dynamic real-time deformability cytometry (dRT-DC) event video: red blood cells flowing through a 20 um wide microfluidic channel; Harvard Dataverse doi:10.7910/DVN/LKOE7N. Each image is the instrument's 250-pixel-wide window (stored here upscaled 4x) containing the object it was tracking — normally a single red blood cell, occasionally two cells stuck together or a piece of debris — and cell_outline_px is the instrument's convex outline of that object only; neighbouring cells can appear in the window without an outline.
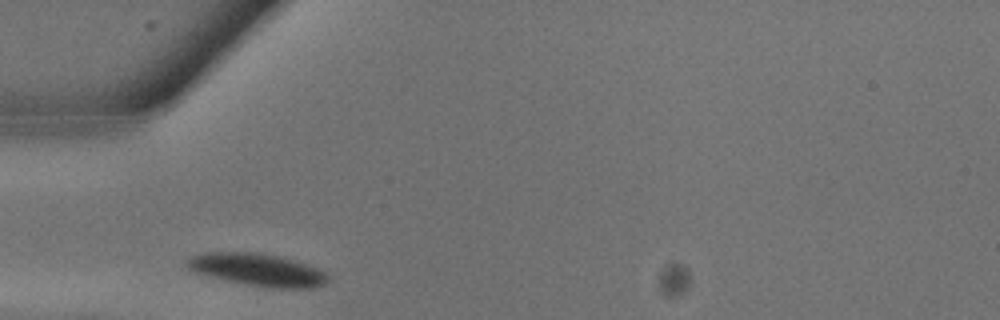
{"species": "common noctule bat (a hibernating species)", "species_latin": "Nyctalus noctula", "temperature_condition": "warm", "stored_images_in_passage": 4, "camera_frame_rate_fps": 3000, "um_per_image_px": 0.085, "animal": {"sex": "male", "body_mass_g": 13.3}, "frame": {"image": 1, "passage_image": 1, "time_ms": 0.0, "image_size_px": [1000, 320], "cell_outline_px": [[328, 280], [324, 284], [312, 288], [272, 288], [248, 284], [208, 276], [196, 272], [188, 268], [184, 264], [192, 256], [204, 252], [256, 252], [280, 256], [316, 268], [324, 272], [328, 276]], "centroid_in_image_um": [21.87, 22.92], "position_along_channel_um": 63.1, "area_um2": 26.3}}
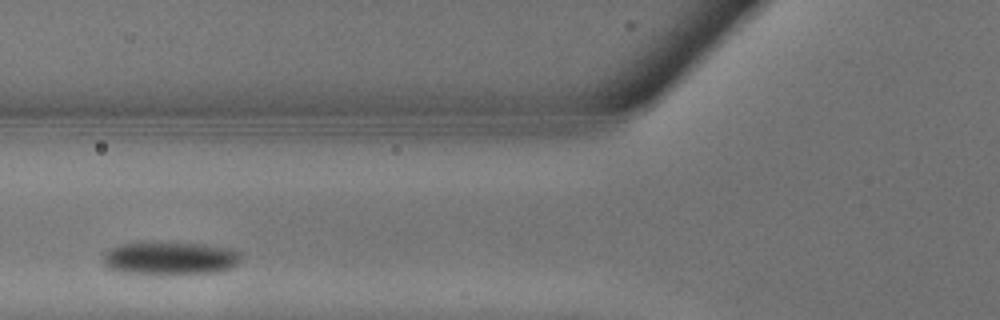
{"frame": {"image": 2, "passage_image": 3, "time_ms": 0.667, "image_size_px": [1000, 320], "cell_outline_px": [[240, 260], [236, 264], [228, 268], [212, 272], [160, 276], [120, 272], [108, 268], [104, 264], [104, 256], [112, 248], [124, 244], [204, 244], [228, 248], [240, 252]], "centroid_in_image_um": [14.46, 22.01], "position_along_channel_um": 111.3, "area_um2": 26.13}}